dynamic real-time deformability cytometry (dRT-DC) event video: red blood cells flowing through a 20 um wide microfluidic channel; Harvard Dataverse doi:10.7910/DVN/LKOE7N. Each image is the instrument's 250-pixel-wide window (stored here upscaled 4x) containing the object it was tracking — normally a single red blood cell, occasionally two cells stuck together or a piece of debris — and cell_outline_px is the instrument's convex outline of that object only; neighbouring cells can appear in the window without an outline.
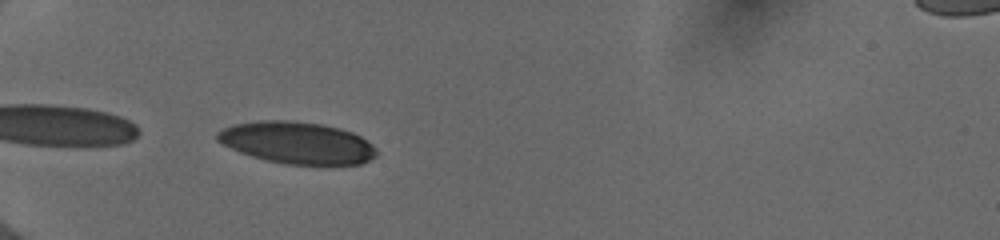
{"species": "human", "species_latin": "Homo sapiens", "temperature_condition": "cold", "stored_images_in_passage": 22, "camera_frame_rate_fps": 3000, "um_per_image_px": 0.085, "donor": {"sex": "female"}, "frame": {"image": 1, "passage_image": 2, "time_ms": 0.333, "image_size_px": [1000, 240], "cell_outline_px": [[376, 156], [360, 164], [284, 164], [252, 156], [240, 152], [216, 140], [216, 132], [224, 128], [236, 124], [260, 120], [292, 120], [324, 124], [340, 128], [352, 132], [360, 136], [372, 144], [376, 148]], "centroid_in_image_um": [25.26, 12.12], "position_along_channel_um": 59.7, "area_um2": 38.73}}
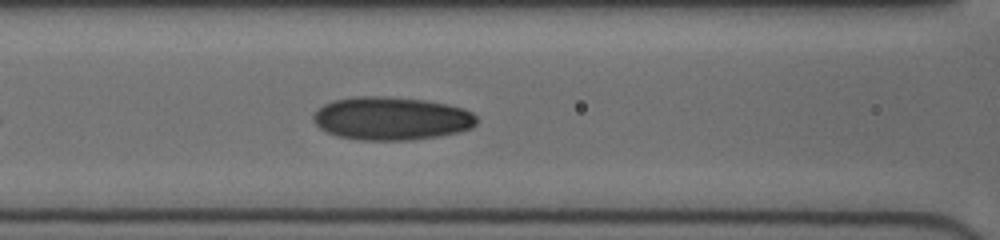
{"frame": {"image": 2, "passage_image": 9, "time_ms": 2.667, "image_size_px": [1000, 240], "cell_outline_px": [[476, 124], [472, 128], [440, 136], [412, 140], [360, 140], [336, 136], [320, 128], [312, 120], [312, 116], [316, 108], [332, 100], [356, 96], [384, 96], [424, 100], [448, 104], [464, 108], [472, 112], [476, 116]], "centroid_in_image_um": [33.24, 10.06], "position_along_channel_um": 133.4, "area_um2": 41.44}}
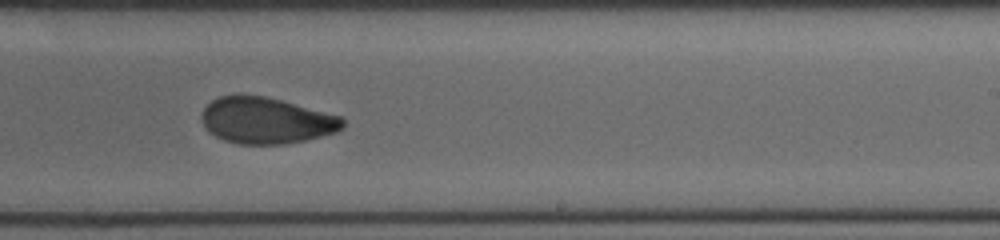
{"frame": {"image": 3, "passage_image": 19, "time_ms": 6.0, "image_size_px": [1000, 240], "cell_outline_px": [[344, 128], [336, 132], [304, 140], [284, 144], [236, 144], [224, 140], [208, 132], [200, 116], [204, 108], [212, 100], [220, 96], [264, 96], [280, 100], [340, 116], [344, 120]], "centroid_in_image_um": [22.61, 10.26], "position_along_channel_um": 266.4, "area_um2": 37.63}}